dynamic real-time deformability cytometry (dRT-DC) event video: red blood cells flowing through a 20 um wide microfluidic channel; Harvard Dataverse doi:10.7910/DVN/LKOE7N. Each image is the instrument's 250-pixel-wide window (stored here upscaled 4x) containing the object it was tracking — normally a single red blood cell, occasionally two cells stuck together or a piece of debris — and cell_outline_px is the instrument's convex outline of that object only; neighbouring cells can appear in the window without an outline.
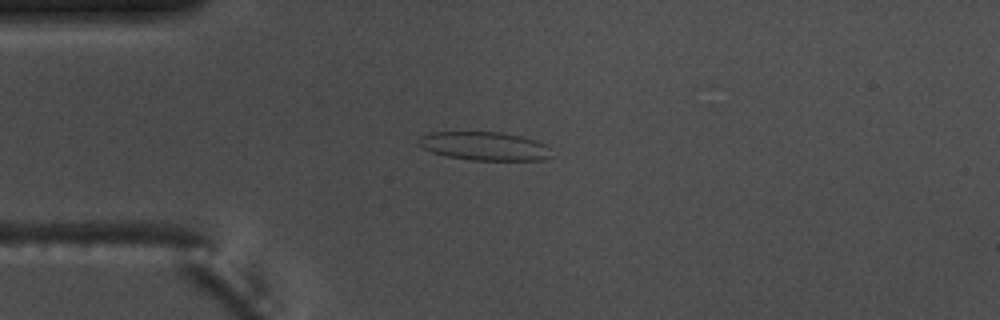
{"species": "common noctule bat (a hibernating species)", "species_latin": "Nyctalus noctula", "temperature_condition": "warm", "stored_images_in_passage": 8, "camera_frame_rate_fps": 3000, "um_per_image_px": 0.085, "animal": {"sex": "male", "body_mass_g": 17.5, "forearm_length_mm": 52.3}, "frame": {"image": 1, "passage_image": 4, "time_ms": 1.0, "image_size_px": [1000, 320], "cell_outline_px": [[552, 156], [544, 160], [472, 160], [448, 156], [432, 152], [416, 144], [416, 140], [420, 136], [432, 132], [500, 132], [520, 136], [536, 140], [544, 144]], "centroid_in_image_um": [41.14, 12.41], "position_along_channel_um": 43.9, "area_um2": 22.02}}
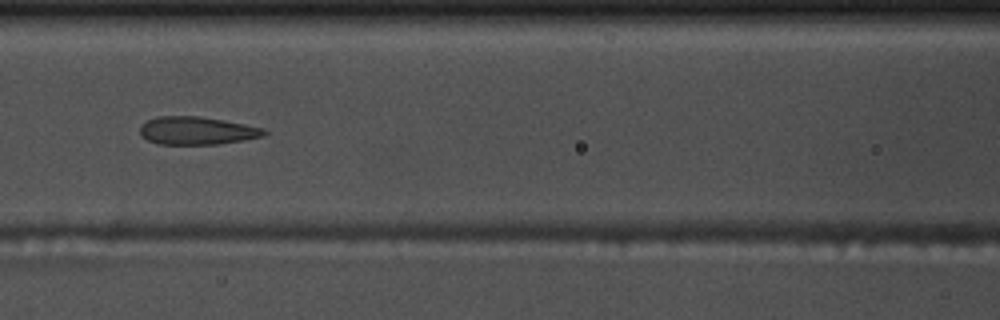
{"frame": {"image": 2, "passage_image": 7, "time_ms": 2.0, "image_size_px": [1000, 320], "cell_outline_px": [[268, 132], [264, 136], [244, 140], [220, 144], [160, 144], [148, 140], [140, 136], [140, 124], [156, 116], [200, 116], [244, 124], [264, 128]], "centroid_in_image_um": [16.72, 11.1], "position_along_channel_um": 149.9, "area_um2": 20.29}}
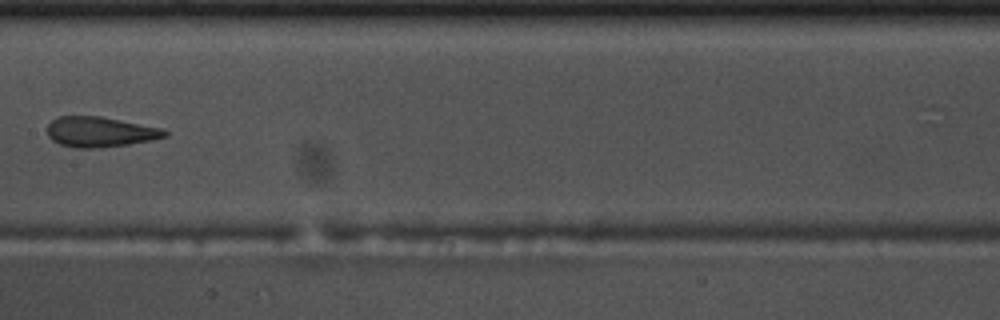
{"frame": {"image": 3, "passage_image": 8, "time_ms": 2.333, "image_size_px": [1000, 320], "cell_outline_px": [[168, 136], [152, 140], [128, 144], [100, 148], [76, 148], [60, 144], [52, 140], [48, 136], [48, 124], [56, 116], [100, 116], [164, 128], [168, 132]], "centroid_in_image_um": [8.52, 11.21], "position_along_channel_um": 198.9, "area_um2": 20.87}}